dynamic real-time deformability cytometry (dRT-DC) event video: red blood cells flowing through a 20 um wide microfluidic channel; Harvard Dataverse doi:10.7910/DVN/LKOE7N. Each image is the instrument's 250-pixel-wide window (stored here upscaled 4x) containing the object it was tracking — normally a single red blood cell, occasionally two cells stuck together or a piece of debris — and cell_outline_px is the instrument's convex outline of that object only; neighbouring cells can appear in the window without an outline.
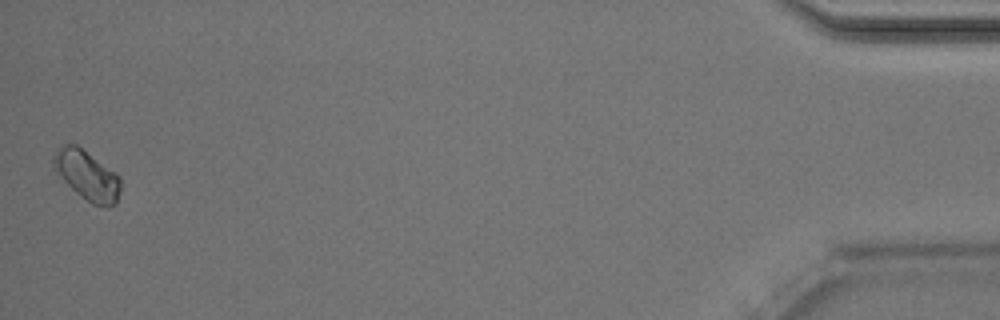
{"species": "Egyptian fruit bat (a non-hibernating species)", "species_latin": "Rousettus aegyptiacus", "temperature_condition": "room temperature", "stored_images_in_passage": 38, "camera_frame_rate_fps": 3000, "um_per_image_px": 0.085, "animal": {"sex": "male"}, "frame": {"image": 1, "passage_image": 38, "time_ms": 12.333, "image_size_px": [1000, 320], "cell_outline_px": [[120, 192], [116, 204], [92, 204], [76, 192], [52, 168], [52, 156], [56, 148], [64, 144], [76, 144], [116, 172], [120, 176]], "centroid_in_image_um": [7.37, 14.85], "position_along_channel_um": 427.8, "area_um2": 19.19}}